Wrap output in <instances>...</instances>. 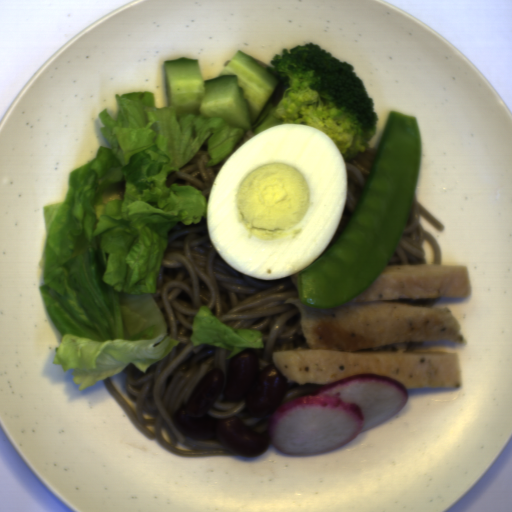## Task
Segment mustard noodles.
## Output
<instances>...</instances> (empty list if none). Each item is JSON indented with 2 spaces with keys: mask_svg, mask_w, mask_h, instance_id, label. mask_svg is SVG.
<instances>
[{
  "mask_svg": "<svg viewBox=\"0 0 512 512\" xmlns=\"http://www.w3.org/2000/svg\"><path fill=\"white\" fill-rule=\"evenodd\" d=\"M299 271L279 279H258L225 262L209 237L207 216L193 224L174 223L167 232V247L153 290L163 319L166 336L174 335L178 347L146 372L128 364L123 368L125 387L136 399L135 408L114 387L111 377L103 380L131 424L149 439H155L172 453L188 458L234 455L217 439L187 434L176 418L186 407L203 377L215 368L224 373L222 389L207 414L213 419L240 418L247 429L268 438L271 415L254 416L247 411L246 398L230 400L226 383L230 350L210 344L193 346V318L207 306L217 319L235 329L259 330L263 347L253 349L259 372L272 365V353L303 345L302 314L287 304L299 296ZM143 404L157 418L144 419ZM163 420L176 440L168 443L161 434ZM154 423L155 434L148 424ZM186 443L198 451L177 449Z\"/></svg>",
  "mask_w": 512,
  "mask_h": 512,
  "instance_id": "0af2e427",
  "label": "mustard noodles"
},
{
  "mask_svg": "<svg viewBox=\"0 0 512 512\" xmlns=\"http://www.w3.org/2000/svg\"><path fill=\"white\" fill-rule=\"evenodd\" d=\"M420 216H423L438 232L444 230V225L428 209L412 197L405 230L387 265L427 264L422 242L428 240L434 250L433 264L441 266L442 252L440 245L438 241L423 228L420 222Z\"/></svg>",
  "mask_w": 512,
  "mask_h": 512,
  "instance_id": "7f7daa86",
  "label": "mustard noodles"
},
{
  "mask_svg": "<svg viewBox=\"0 0 512 512\" xmlns=\"http://www.w3.org/2000/svg\"><path fill=\"white\" fill-rule=\"evenodd\" d=\"M254 136L256 135L253 129L244 130L241 139L233 150L214 165H209L210 153L208 151V144L211 136H208L195 156L184 167L171 171L168 174L166 187L170 188L173 185L192 186L209 202L212 185L221 168L246 141Z\"/></svg>",
  "mask_w": 512,
  "mask_h": 512,
  "instance_id": "964a15a8",
  "label": "mustard noodles"
},
{
  "mask_svg": "<svg viewBox=\"0 0 512 512\" xmlns=\"http://www.w3.org/2000/svg\"><path fill=\"white\" fill-rule=\"evenodd\" d=\"M377 151L378 149L374 147H366L365 151L358 152L344 162L347 186L343 212L335 233L323 253L337 241L352 219L375 162Z\"/></svg>",
  "mask_w": 512,
  "mask_h": 512,
  "instance_id": "66139170",
  "label": "mustard noodles"
},
{
  "mask_svg": "<svg viewBox=\"0 0 512 512\" xmlns=\"http://www.w3.org/2000/svg\"><path fill=\"white\" fill-rule=\"evenodd\" d=\"M321 384H292L287 385L281 404L289 402L301 395H308L319 389Z\"/></svg>",
  "mask_w": 512,
  "mask_h": 512,
  "instance_id": "33f82286",
  "label": "mustard noodles"
}]
</instances>
